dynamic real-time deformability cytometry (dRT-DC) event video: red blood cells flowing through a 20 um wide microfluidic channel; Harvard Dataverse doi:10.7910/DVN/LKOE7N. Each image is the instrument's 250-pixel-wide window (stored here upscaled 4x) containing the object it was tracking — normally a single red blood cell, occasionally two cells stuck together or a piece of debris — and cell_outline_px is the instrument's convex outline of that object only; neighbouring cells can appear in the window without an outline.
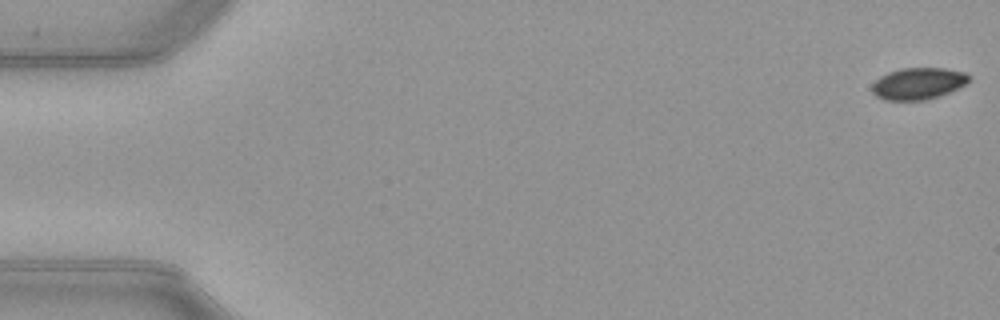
{"species": "common noctule bat (a hibernating species)", "species_latin": "Nyctalus noctula", "temperature_condition": "warm", "stored_images_in_passage": 52, "camera_frame_rate_fps": 3000, "um_per_image_px": 0.085, "animal": {"sex": "female", "body_mass_g": 21.9}, "frame": {"image": 1, "passage_image": 1, "time_ms": 0.0, "image_size_px": [1000, 320], "cell_outline_px": [[972, 80], [968, 84], [940, 96], [924, 100], [884, 100], [876, 96], [872, 92], [872, 84], [880, 76], [888, 72], [900, 68], [944, 68], [964, 72], [972, 76]], "centroid_in_image_um": [78.09, 7.1], "position_along_channel_um": 6.9, "area_um2": 18.21}}
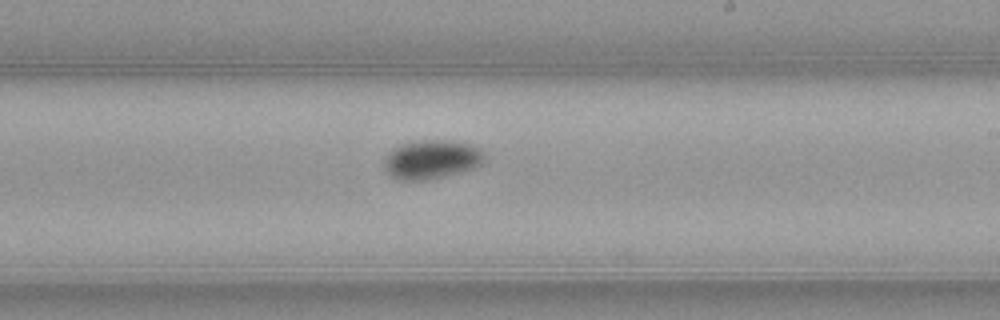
{"frame": {"image": 2, "passage_image": 31, "time_ms": 10.0, "image_size_px": [1000, 320], "cell_outline_px": [[484, 160], [480, 164], [472, 168], [460, 172], [428, 180], [396, 180], [384, 172], [384, 156], [400, 144], [412, 140], [452, 140], [472, 144], [480, 148], [484, 152]], "centroid_in_image_um": [36.64, 13.54], "position_along_channel_um": 252.4, "area_um2": 23.18}}
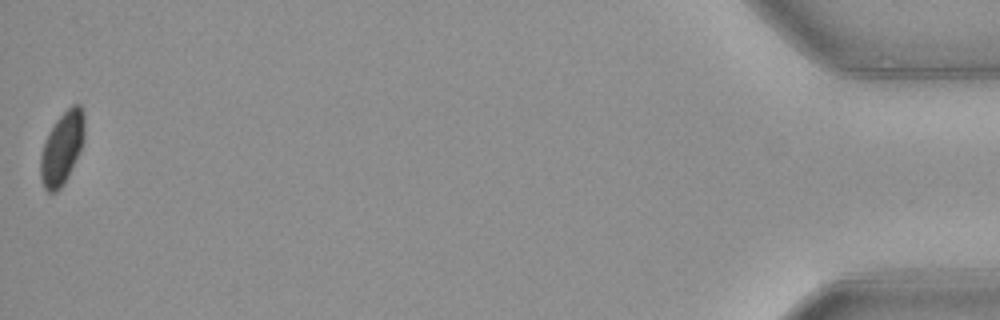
{"frame": {"image": 3, "passage_image": 52, "time_ms": 17.0, "image_size_px": [1000, 320], "cell_outline_px": [[84, 136], [80, 148], [68, 176], [64, 184], [56, 192], [48, 192], [44, 188], [40, 176], [40, 156], [48, 132], [56, 120], [72, 104], [80, 104], [84, 112]], "centroid_in_image_um": [5.26, 12.58], "position_along_channel_um": 429.9, "area_um2": 18.38}}